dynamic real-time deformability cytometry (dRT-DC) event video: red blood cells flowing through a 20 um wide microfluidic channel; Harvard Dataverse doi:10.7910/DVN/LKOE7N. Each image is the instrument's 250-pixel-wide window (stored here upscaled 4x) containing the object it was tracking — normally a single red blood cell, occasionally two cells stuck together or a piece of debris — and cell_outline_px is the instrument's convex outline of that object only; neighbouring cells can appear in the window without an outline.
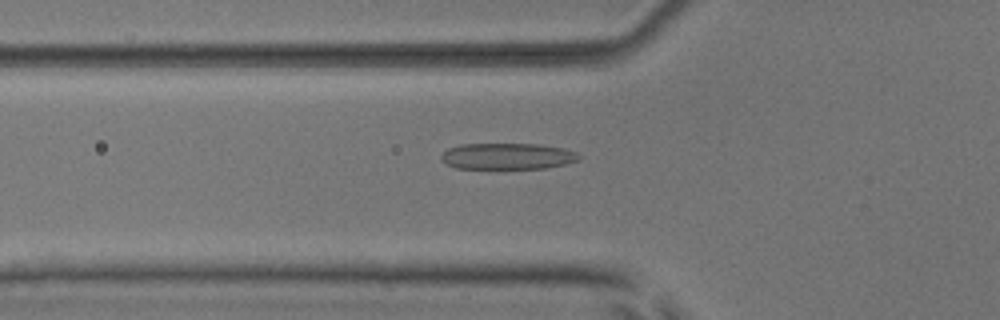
{"species": "common noctule bat (a hibernating species)", "species_latin": "Nyctalus noctula", "temperature_condition": "room temperature", "stored_images_in_passage": 53, "camera_frame_rate_fps": 3000, "um_per_image_px": 0.085, "animal": {"sex": "male", "body_mass_g": 17.9, "forearm_length_mm": 54.2}, "frame": {"image": 1, "passage_image": 19, "time_ms": 6.0, "image_size_px": [1000, 320], "cell_outline_px": [[580, 160], [564, 164], [544, 168], [456, 168], [440, 160], [440, 156], [448, 148], [460, 144], [536, 144], [564, 148], [576, 152], [580, 156]], "centroid_in_image_um": [43.12, 13.27], "position_along_channel_um": 82.7, "area_um2": 20.98}}
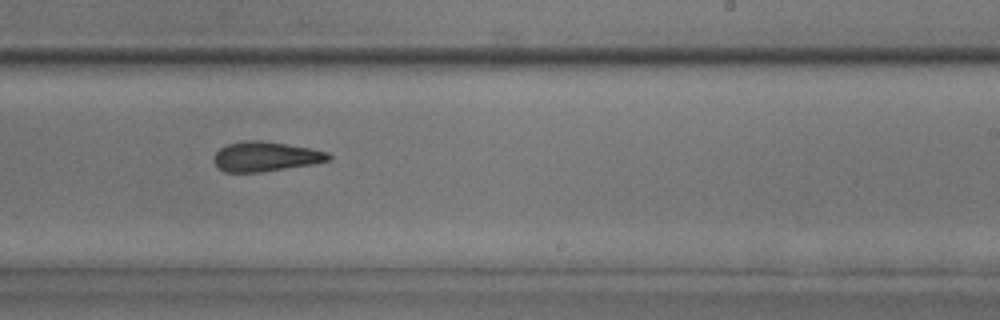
{"frame": {"image": 2, "passage_image": 33, "time_ms": 10.667, "image_size_px": [1000, 320], "cell_outline_px": [[332, 160], [312, 164], [260, 172], [224, 172], [212, 160], [212, 156], [220, 148], [228, 144], [244, 140], [260, 140], [308, 148], [328, 152], [332, 156]], "centroid_in_image_um": [22.55, 13.31], "position_along_channel_um": 266.4, "area_um2": 19.77}}
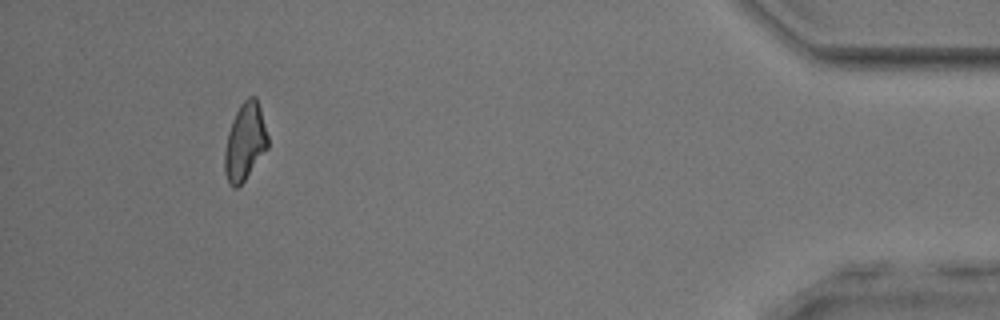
{"frame": {"image": 3, "passage_image": 49, "time_ms": 16.0, "image_size_px": [1000, 320], "cell_outline_px": [[268, 148], [244, 180], [236, 188], [232, 188], [228, 184], [224, 172], [224, 152], [228, 132], [232, 120], [240, 104], [248, 96], [256, 96], [260, 108], [268, 136]], "centroid_in_image_um": [20.81, 12.06], "position_along_channel_um": 414.4, "area_um2": 19.48}, "authors_computed_cell_mechanics": {"area_um2": 20.4034, "velocity_mm_per_s": 3.937, "shape_relaxation_time_tau1_ms": null, "shape_relaxation_time_tau2_ms": 4.0553, "deformation_change_tau1": null, "deformation_change_tau2": 0.1427}}